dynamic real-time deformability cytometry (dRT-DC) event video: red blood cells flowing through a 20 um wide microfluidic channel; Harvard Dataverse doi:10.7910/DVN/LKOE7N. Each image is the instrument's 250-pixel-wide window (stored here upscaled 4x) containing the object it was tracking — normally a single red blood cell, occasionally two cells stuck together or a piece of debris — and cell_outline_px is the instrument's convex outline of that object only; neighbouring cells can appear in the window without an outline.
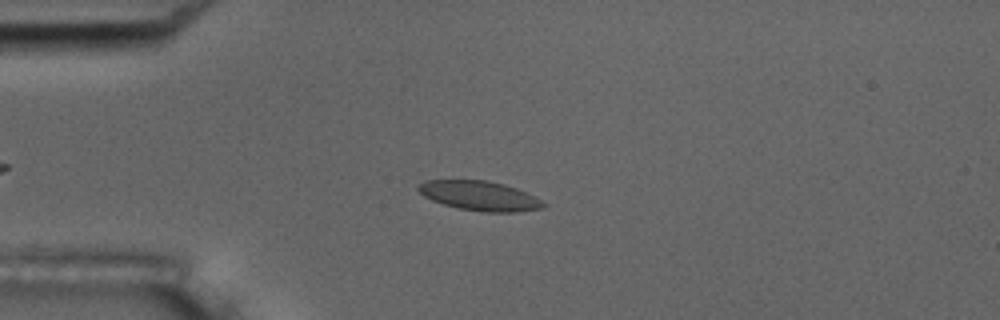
{"species": "common noctule bat (a hibernating species)", "species_latin": "Nyctalus noctula", "temperature_condition": "room temperature", "stored_images_in_passage": 47, "camera_frame_rate_fps": 3000, "um_per_image_px": 0.085, "animal": {"sex": "male", "body_mass_g": 17.5, "forearm_length_mm": 52.3}, "frame": {"image": 1, "passage_image": 13, "time_ms": 4.0, "image_size_px": [1000, 320], "cell_outline_px": [[548, 204], [544, 208], [516, 212], [480, 212], [460, 208], [444, 204], [432, 200], [424, 196], [416, 188], [424, 180], [488, 180], [504, 184], [516, 188]], "centroid_in_image_um": [40.77, 16.64], "position_along_channel_um": 44.2, "area_um2": 21.44}}
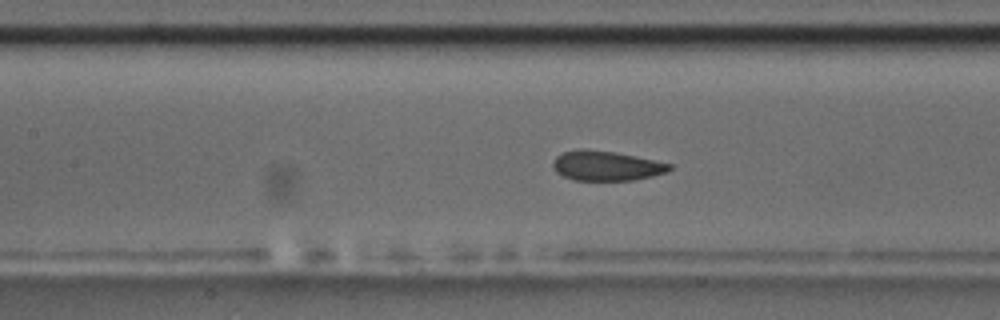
{"frame": {"image": 2, "passage_image": 24, "time_ms": 7.667, "image_size_px": [1000, 320], "cell_outline_px": [[672, 168], [668, 172], [652, 176], [632, 180], [576, 180], [564, 176], [556, 172], [552, 168], [552, 164], [556, 156], [564, 152], [580, 148], [584, 148], [616, 152], [672, 164]], "centroid_in_image_um": [51.52, 14.08], "position_along_channel_um": 155.9, "area_um2": 20.23}}
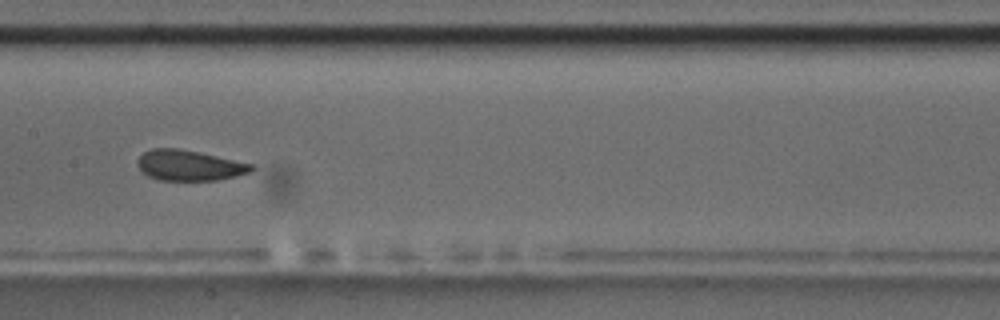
{"frame": {"image": 3, "passage_image": 27, "time_ms": 8.667, "image_size_px": [1000, 320], "cell_outline_px": [[256, 168], [248, 172], [236, 176], [216, 180], [160, 180], [148, 176], [140, 168], [140, 156], [144, 152], [152, 148], [176, 148], [196, 152], [252, 164]], "centroid_in_image_um": [16.1, 14.06], "position_along_channel_um": 191.3, "area_um2": 19.65}, "authors_computed_cell_mechanics": {"area_um2": 20.9814, "velocity_mm_per_s": 3.5933, "shape_relaxation_time_tau1_ms": 4.0722, "shape_relaxation_time_tau2_ms": 1.1755, "deformation_change_tau1": 0.0912, "deformation_change_tau2": 0.0629}}